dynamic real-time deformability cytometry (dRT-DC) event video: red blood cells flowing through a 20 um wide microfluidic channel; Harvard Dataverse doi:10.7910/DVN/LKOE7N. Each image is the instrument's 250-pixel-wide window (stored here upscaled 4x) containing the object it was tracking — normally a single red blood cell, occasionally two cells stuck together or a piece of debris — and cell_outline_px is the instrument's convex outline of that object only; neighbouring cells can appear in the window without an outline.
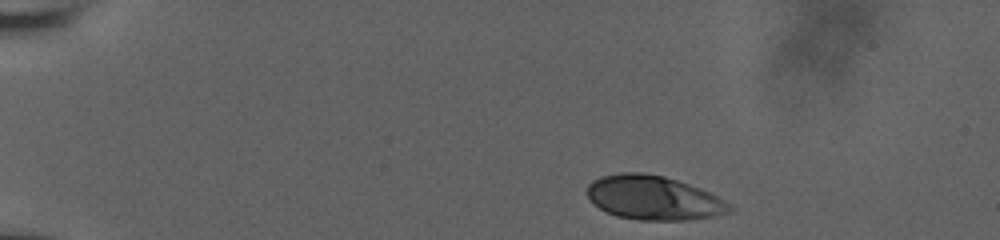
{"species": "human", "species_latin": "Homo sapiens", "temperature_condition": "room temperature", "stored_images_in_passage": 7, "camera_frame_rate_fps": 3000, "um_per_image_px": 0.085, "donor": {"sex": "male"}, "frame": {"image": 1, "passage_image": 1, "time_ms": 0.0, "image_size_px": [1000, 240], "cell_outline_px": [[736, 208], [732, 212], [716, 216], [688, 220], [640, 220], [616, 216], [592, 204], [588, 200], [588, 184], [592, 180], [600, 176], [620, 172], [644, 172], [664, 176], [700, 188], [732, 204]], "centroid_in_image_um": [55.56, 16.82], "position_along_channel_um": 29.4, "area_um2": 36.99}}
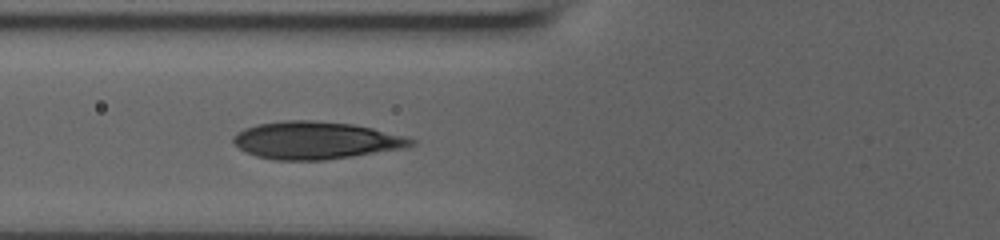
{"frame": {"image": 2, "passage_image": 6, "time_ms": 1.667, "image_size_px": [1000, 240], "cell_outline_px": [[416, 144], [404, 148], [352, 156], [324, 160], [276, 160], [256, 156], [232, 144], [232, 136], [236, 132], [244, 128], [256, 124], [284, 120], [312, 120], [352, 124], [372, 128], [404, 136], [416, 140]], "centroid_in_image_um": [26.8, 11.92], "position_along_channel_um": 99.0, "area_um2": 38.84}}
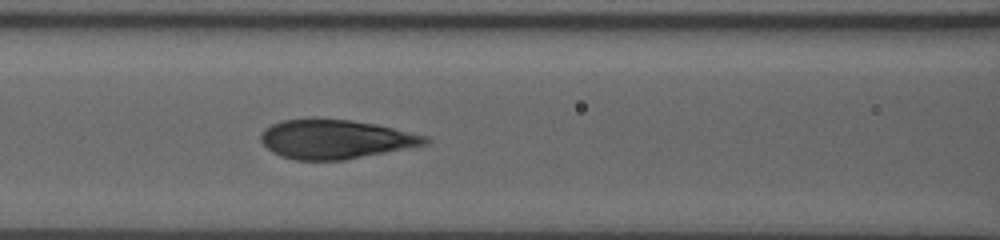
{"frame": {"image": 3, "passage_image": 7, "time_ms": 2.0, "image_size_px": [1000, 240], "cell_outline_px": [[428, 144], [408, 148], [344, 160], [296, 160], [280, 156], [272, 152], [260, 140], [260, 132], [264, 128], [272, 124], [284, 120], [352, 120], [376, 124], [428, 136]], "centroid_in_image_um": [28.51, 11.85], "position_along_channel_um": 138.1, "area_um2": 37.05}}